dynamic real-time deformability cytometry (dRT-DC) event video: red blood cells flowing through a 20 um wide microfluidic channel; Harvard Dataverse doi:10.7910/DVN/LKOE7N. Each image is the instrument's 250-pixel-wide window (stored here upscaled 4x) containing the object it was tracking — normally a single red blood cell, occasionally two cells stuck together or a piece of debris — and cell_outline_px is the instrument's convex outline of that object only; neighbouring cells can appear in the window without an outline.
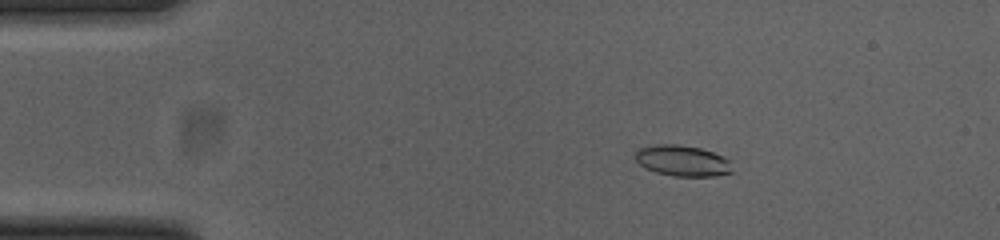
{"species": "common noctule bat (a hibernating species)", "species_latin": "Nyctalus noctula", "temperature_condition": "cold", "stored_images_in_passage": 53, "camera_frame_rate_fps": 3000, "um_per_image_px": 0.085, "animal": {"sex": "female", "body_mass_g": 23.0, "forearm_length_mm": 53.4}, "frame": {"image": 1, "passage_image": 9, "time_ms": 2.667, "image_size_px": [1000, 240], "cell_outline_px": [[736, 172], [716, 176], [676, 176], [656, 172], [644, 168], [632, 156], [640, 148], [656, 144], [680, 144], [700, 148], [724, 156], [732, 160]], "centroid_in_image_um": [58.08, 13.67], "position_along_channel_um": 26.9, "area_um2": 17.92}}
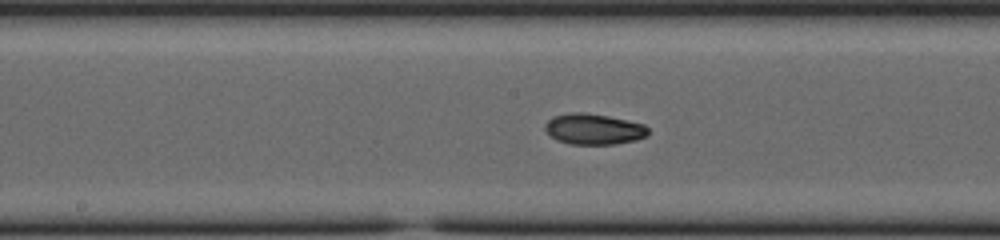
{"frame": {"image": 2, "passage_image": 27, "time_ms": 8.667, "image_size_px": [1000, 240], "cell_outline_px": [[648, 136], [636, 140], [616, 144], [572, 144], [556, 140], [544, 128], [544, 124], [552, 116], [568, 112], [584, 112], [608, 116], [644, 124], [648, 128]], "centroid_in_image_um": [50.46, 10.96], "position_along_channel_um": 197.7, "area_um2": 18.61}}
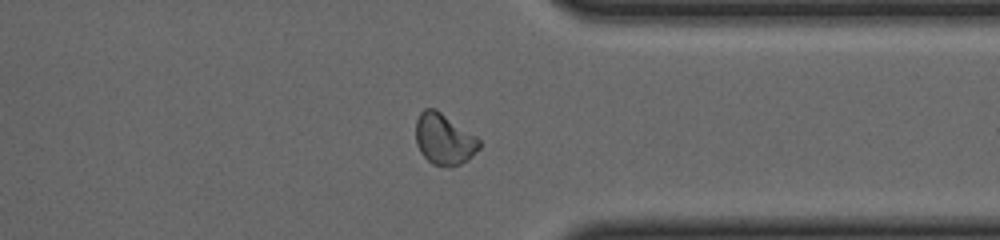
{"frame": {"image": 3, "passage_image": 41, "time_ms": 13.333, "image_size_px": [1000, 240], "cell_outline_px": [[480, 148], [468, 160], [452, 168], [448, 168], [432, 164], [420, 152], [416, 144], [416, 120], [420, 112], [424, 108], [436, 108], [476, 136], [480, 140]], "centroid_in_image_um": [37.74, 11.84], "position_along_channel_um": 373.7, "area_um2": 19.19}, "authors_computed_cell_mechanics": {"area_um2": 18.3804, "velocity_mm_per_s": 3.8587, "shape_relaxation_time_tau1_ms": null, "shape_relaxation_time_tau2_ms": 4.3105, "deformation_change_tau1": null, "deformation_change_tau2": 0.0859}}